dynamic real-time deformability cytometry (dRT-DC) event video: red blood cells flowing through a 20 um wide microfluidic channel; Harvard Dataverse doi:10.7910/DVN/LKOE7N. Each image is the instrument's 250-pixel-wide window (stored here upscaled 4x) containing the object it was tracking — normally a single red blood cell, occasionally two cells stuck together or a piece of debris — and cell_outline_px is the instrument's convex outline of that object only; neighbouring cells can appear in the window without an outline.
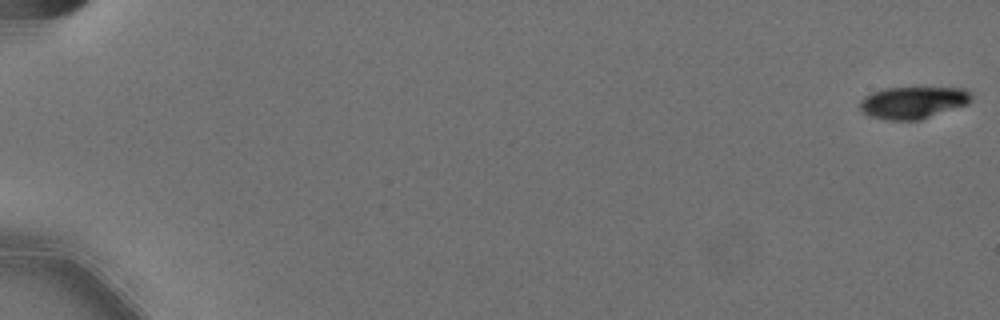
{"species": "Egyptian fruit bat (a non-hibernating species)", "species_latin": "Rousettus aegyptiacus", "temperature_condition": "cold", "stored_images_in_passage": 59, "camera_frame_rate_fps": 3000, "um_per_image_px": 0.085, "animal": {"sex": "female"}, "frame": {"image": 1, "passage_image": 1, "time_ms": 0.0, "image_size_px": [1000, 320], "cell_outline_px": [[972, 96], [968, 104], [920, 120], [884, 120], [868, 116], [860, 108], [860, 100], [864, 96], [872, 92], [888, 88], [964, 88]], "centroid_in_image_um": [77.58, 8.73], "position_along_channel_um": 7.4, "area_um2": 20.75}}
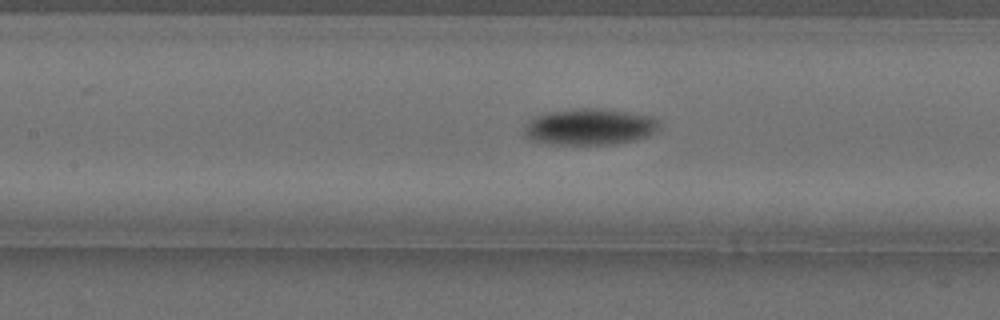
{"frame": {"image": 2, "passage_image": 29, "time_ms": 9.333, "image_size_px": [1000, 320], "cell_outline_px": [[660, 128], [648, 136], [632, 140], [612, 144], [552, 144], [528, 140], [524, 136], [524, 124], [532, 116], [548, 112], [580, 108], [600, 108], [628, 112], [652, 116], [660, 120]], "centroid_in_image_um": [50.08, 10.77], "position_along_channel_um": 157.3, "area_um2": 28.96}}
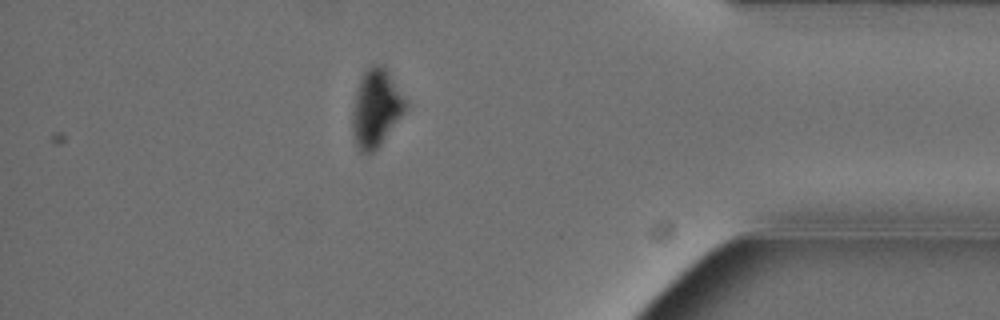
{"frame": {"image": 3, "passage_image": 52, "time_ms": 17.0, "image_size_px": [1000, 320], "cell_outline_px": [[408, 108], [380, 144], [372, 152], [360, 152], [356, 144], [352, 132], [352, 112], [356, 88], [364, 72], [372, 64], [384, 64], [408, 100]], "centroid_in_image_um": [31.99, 9.14], "position_along_channel_um": 403.2, "area_um2": 24.28}, "authors_computed_cell_mechanics": {"area_um2": 25.143, "velocity_mm_per_s": 3.5889, "shape_relaxation_time_tau1_ms": 2.4675, "shape_relaxation_time_tau2_ms": null, "deformation_change_tau1": 0.1044, "deformation_change_tau2": null}}